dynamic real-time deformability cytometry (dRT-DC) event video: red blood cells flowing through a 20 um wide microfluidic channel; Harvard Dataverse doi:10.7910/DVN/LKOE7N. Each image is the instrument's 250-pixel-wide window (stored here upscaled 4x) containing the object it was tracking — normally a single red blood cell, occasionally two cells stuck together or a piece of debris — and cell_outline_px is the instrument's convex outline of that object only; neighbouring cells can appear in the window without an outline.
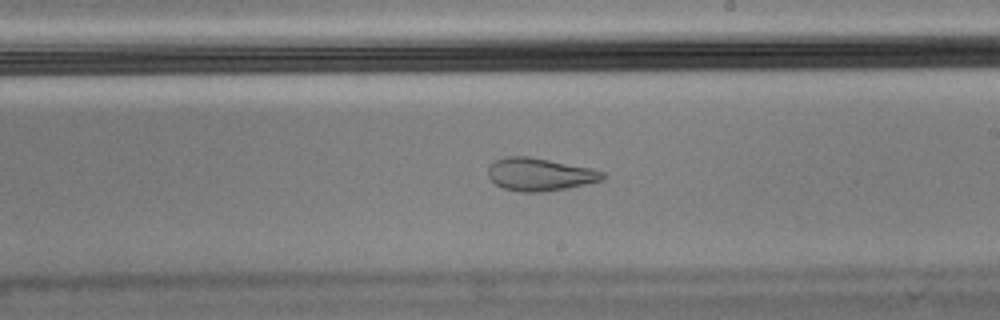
{"species": "Egyptian fruit bat (a non-hibernating species)", "species_latin": "Rousettus aegyptiacus", "temperature_condition": "cold", "stored_images_in_passage": 56, "camera_frame_rate_fps": 3000, "um_per_image_px": 0.085, "animal": {"sex": "male"}, "frame": {"image": 1, "passage_image": 32, "time_ms": 10.333, "image_size_px": [1000, 320], "cell_outline_px": [[604, 180], [568, 188], [540, 192], [524, 192], [504, 188], [496, 184], [488, 176], [488, 164], [496, 160], [508, 156], [528, 156], [592, 168], [604, 172]], "centroid_in_image_um": [45.88, 14.82], "position_along_channel_um": 243.1, "area_um2": 21.85}, "authors_computed_cell_mechanics": {"area_um2": 22.542, "velocity_mm_per_s": 3.4574, "shape_relaxation_time_tau1_ms": null, "shape_relaxation_time_tau2_ms": 1.7954, "deformation_change_tau1": null, "deformation_change_tau2": 0.073}}